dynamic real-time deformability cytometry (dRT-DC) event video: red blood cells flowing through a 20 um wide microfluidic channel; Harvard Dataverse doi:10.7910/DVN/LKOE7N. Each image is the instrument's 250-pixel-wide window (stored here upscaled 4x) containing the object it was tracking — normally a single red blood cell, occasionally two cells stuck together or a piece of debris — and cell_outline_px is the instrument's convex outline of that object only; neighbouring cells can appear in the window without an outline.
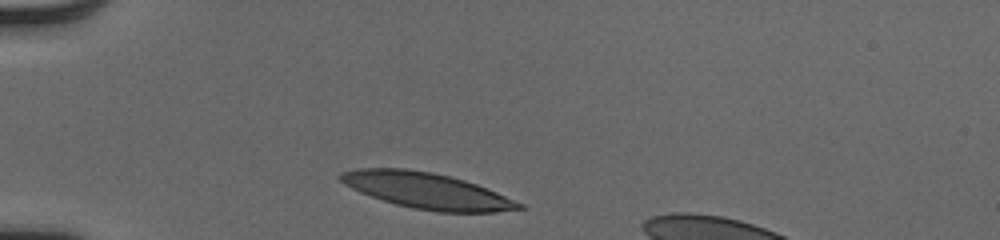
{"species": "human", "species_latin": "Homo sapiens", "temperature_condition": "cold", "stored_images_in_passage": 30, "camera_frame_rate_fps": 3000, "um_per_image_px": 0.085, "donor": {"sex": "male"}, "frame": {"image": 1, "passage_image": 1, "time_ms": 0.0, "image_size_px": [1000, 240], "cell_outline_px": [[524, 208], [496, 212], [436, 212], [412, 208], [396, 204], [360, 192], [344, 184], [340, 180], [340, 172], [356, 168], [404, 168], [432, 172], [464, 180], [476, 184], [496, 192], [524, 204]], "centroid_in_image_um": [36.27, 16.21], "position_along_channel_um": 48.7, "area_um2": 37.11}}
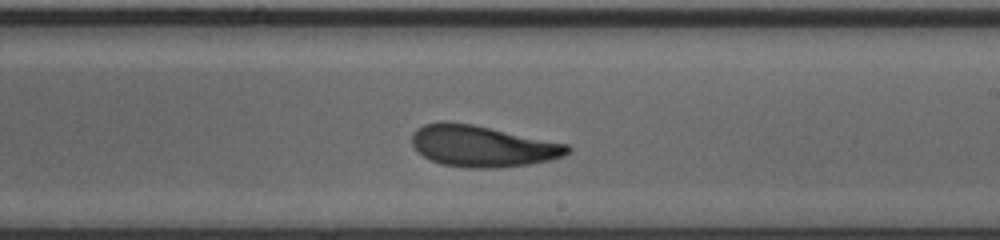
{"frame": {"image": 2, "passage_image": 18, "time_ms": 5.667, "image_size_px": [1000, 240], "cell_outline_px": [[572, 152], [564, 156], [548, 160], [528, 164], [500, 168], [468, 168], [440, 164], [424, 156], [412, 144], [412, 132], [416, 128], [424, 124], [440, 120], [444, 120], [472, 124], [568, 144], [572, 148]], "centroid_in_image_um": [41.0, 12.41], "position_along_channel_um": 248.0, "area_um2": 37.63}}
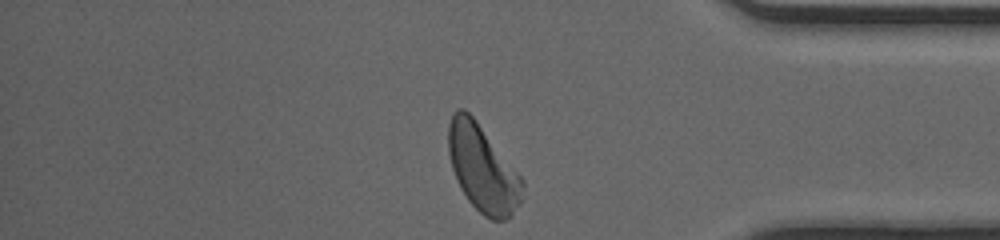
{"frame": {"image": 3, "passage_image": 30, "time_ms": 9.667, "image_size_px": [1000, 240], "cell_outline_px": [[524, 184], [520, 204], [512, 216], [504, 220], [492, 220], [484, 216], [468, 200], [460, 188], [456, 180], [452, 168], [448, 152], [448, 124], [456, 108], [464, 108], [476, 120], [524, 180]], "centroid_in_image_um": [41.02, 14.34], "position_along_channel_um": 394.2, "area_um2": 37.4}, "authors_computed_cell_mechanics": {"area_um2": 37.2232, "velocity_mm_per_s": 4.0577, "shape_relaxation_time_tau1_ms": 2.5191, "shape_relaxation_time_tau2_ms": 2.2952, "deformation_change_tau1": 0.1452, "deformation_change_tau2": 0.1079}}